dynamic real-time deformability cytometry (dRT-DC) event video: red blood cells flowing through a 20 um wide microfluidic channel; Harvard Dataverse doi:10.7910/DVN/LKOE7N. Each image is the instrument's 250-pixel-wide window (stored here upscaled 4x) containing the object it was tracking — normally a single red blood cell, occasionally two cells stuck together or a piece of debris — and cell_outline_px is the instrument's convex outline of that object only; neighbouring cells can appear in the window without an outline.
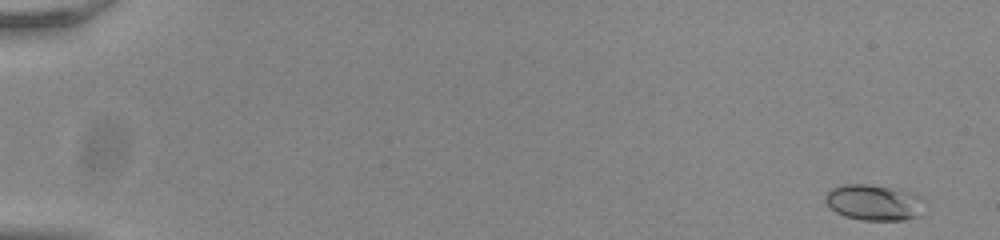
{"species": "common noctule bat (a hibernating species)", "species_latin": "Nyctalus noctula", "temperature_condition": "room temperature", "stored_images_in_passage": 55, "camera_frame_rate_fps": 3000, "um_per_image_px": 0.085, "animal": {"sex": "male", "body_mass_g": 20.0, "forearm_length_mm": 53.3}, "frame": {"image": 1, "passage_image": 2, "time_ms": 0.333, "image_size_px": [1000, 240], "cell_outline_px": [[924, 196], [916, 216], [904, 220], [860, 220], [844, 216], [836, 212], [824, 200], [824, 196], [832, 188], [844, 184], [868, 184], [908, 192]], "centroid_in_image_um": [74.22, 17.21], "position_along_channel_um": 10.8, "area_um2": 20.29}}
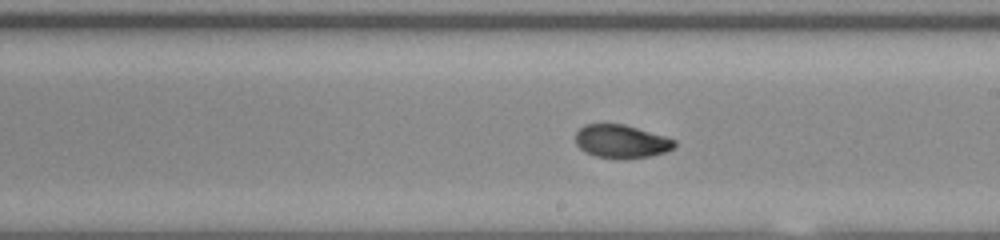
{"frame": {"image": 2, "passage_image": 33, "time_ms": 10.667, "image_size_px": [1000, 240], "cell_outline_px": [[676, 144], [672, 148], [664, 152], [648, 156], [624, 160], [596, 156], [584, 152], [576, 144], [576, 132], [584, 124], [624, 124], [664, 136], [676, 140]], "centroid_in_image_um": [52.78, 12.03], "position_along_channel_um": 236.2, "area_um2": 19.19}}
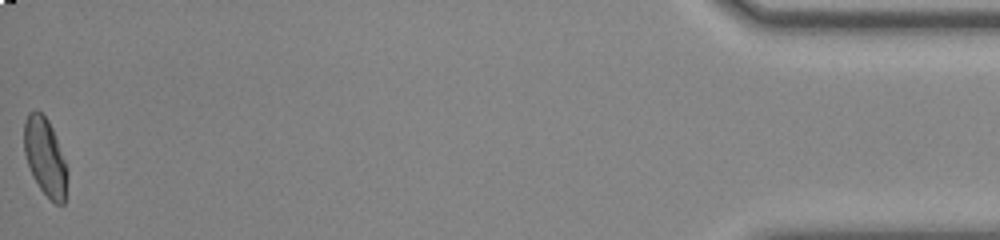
{"frame": {"image": 3, "passage_image": 55, "time_ms": 18.0, "image_size_px": [1000, 240], "cell_outline_px": [[68, 176], [64, 204], [56, 204], [40, 188], [32, 176], [24, 152], [24, 124], [28, 112], [36, 108], [48, 120], [52, 128], [68, 168]], "centroid_in_image_um": [3.84, 13.33], "position_along_channel_um": 431.4, "area_um2": 19.59}, "authors_computed_cell_mechanics": {"area_um2": 18.9584, "velocity_mm_per_s": 3.827, "shape_relaxation_time_tau1_ms": 5.5783, "shape_relaxation_time_tau2_ms": 1.7648, "deformation_change_tau1": 0.1659, "deformation_change_tau2": 0.0471}}